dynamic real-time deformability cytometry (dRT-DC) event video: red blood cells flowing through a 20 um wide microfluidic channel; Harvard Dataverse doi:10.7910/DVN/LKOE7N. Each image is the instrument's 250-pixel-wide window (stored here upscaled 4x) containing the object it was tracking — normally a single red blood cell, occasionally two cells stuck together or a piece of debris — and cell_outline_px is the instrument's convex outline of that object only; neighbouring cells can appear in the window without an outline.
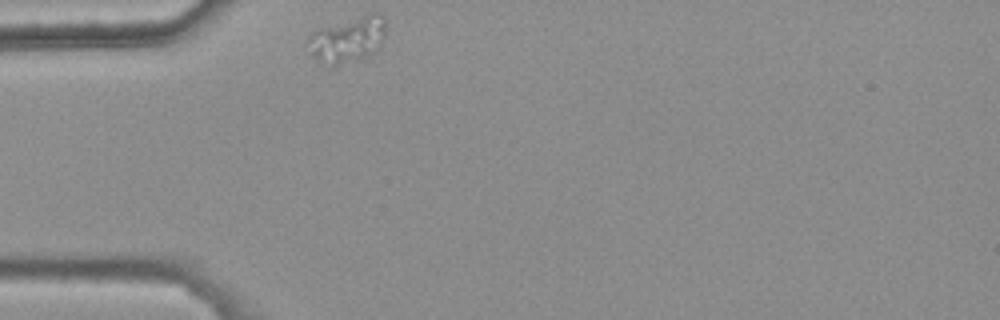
{"species": "common noctule bat (a hibernating species)", "species_latin": "Nyctalus noctula", "temperature_condition": "warm", "stored_images_in_passage": 44, "camera_frame_rate_fps": 3000, "um_per_image_px": 0.085, "animal": {"sex": "female", "body_mass_g": 25.1}, "frame": {"image": 1, "passage_image": 1, "time_ms": 0.0, "image_size_px": [1000, 320], "cell_outline_px": [[384, 36], [376, 52], [332, 68], [320, 64], [312, 56], [308, 40], [308, 36], [316, 28], [368, 12], [380, 12], [384, 20]], "centroid_in_image_um": [29.51, 3.35], "position_along_channel_um": 55.5, "area_um2": 21.33}}
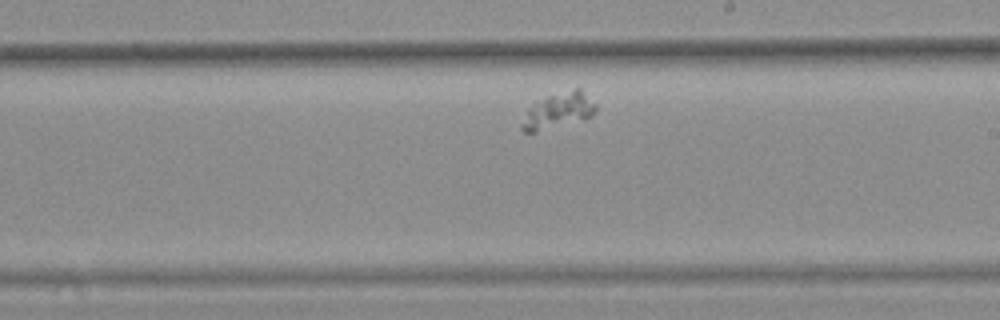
{"frame": {"image": 2, "passage_image": 19, "time_ms": 6.0, "image_size_px": [1000, 320], "cell_outline_px": [[596, 112], [592, 116], [584, 120], [536, 132], [524, 132], [520, 128], [520, 124], [528, 108], [548, 96], [576, 88], [580, 88], [596, 104]], "centroid_in_image_um": [47.47, 9.44], "position_along_channel_um": 241.5, "area_um2": 15.32}}
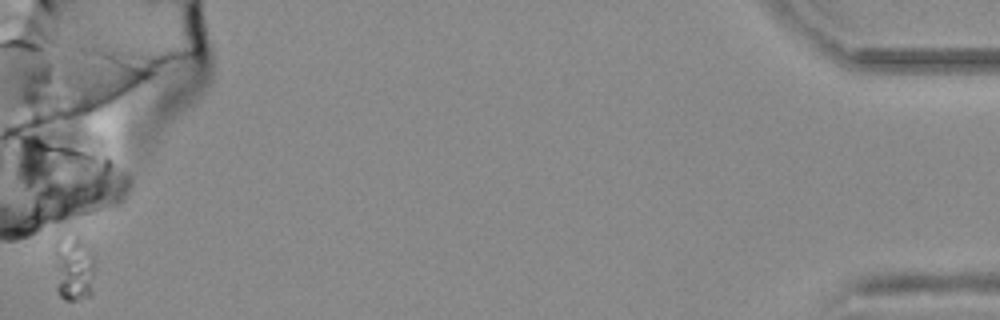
{"frame": {"image": 3, "passage_image": 44, "time_ms": 14.333, "image_size_px": [1000, 320], "cell_outline_px": [[96, 264], [92, 296], [76, 300], [64, 300], [56, 292], [52, 248], [52, 244], [56, 240], [76, 236], [80, 240]], "centroid_in_image_um": [6.2, 22.88], "position_along_channel_um": 429.0, "area_um2": 16.07}}